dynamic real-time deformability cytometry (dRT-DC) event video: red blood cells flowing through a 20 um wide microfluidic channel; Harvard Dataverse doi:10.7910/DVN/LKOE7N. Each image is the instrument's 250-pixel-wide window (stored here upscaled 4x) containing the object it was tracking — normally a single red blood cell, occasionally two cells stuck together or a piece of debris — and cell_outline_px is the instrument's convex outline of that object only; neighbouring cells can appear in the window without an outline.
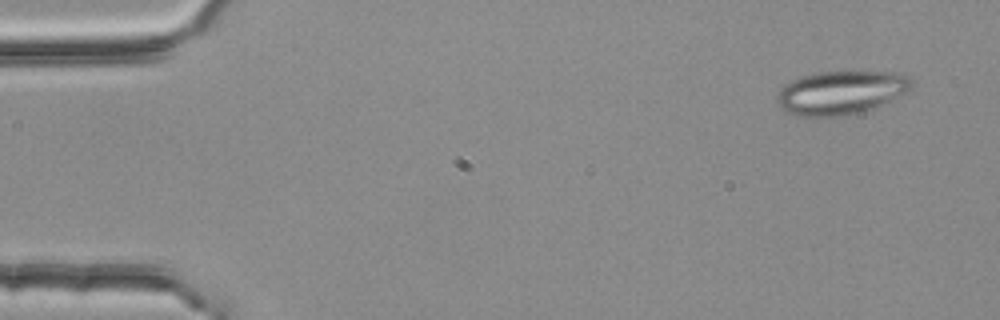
{"species": "common noctule bat (a hibernating species)", "species_latin": "Nyctalus noctula", "temperature_condition": "room temperature", "stored_images_in_passage": 4, "camera_frame_rate_fps": 3000, "um_per_image_px": 0.085, "animal": {"sex": "female", "body_mass_g": 25.1}, "frame": {"image": 1, "passage_image": 1, "time_ms": 0.0, "image_size_px": [1000, 320], "cell_outline_px": [[912, 88], [864, 112], [844, 116], [800, 116], [784, 112], [776, 104], [776, 96], [780, 88], [784, 84], [800, 76], [820, 72], [900, 72], [908, 76], [912, 80]], "centroid_in_image_um": [71.41, 7.87], "position_along_channel_um": 13.6, "area_um2": 34.22}}